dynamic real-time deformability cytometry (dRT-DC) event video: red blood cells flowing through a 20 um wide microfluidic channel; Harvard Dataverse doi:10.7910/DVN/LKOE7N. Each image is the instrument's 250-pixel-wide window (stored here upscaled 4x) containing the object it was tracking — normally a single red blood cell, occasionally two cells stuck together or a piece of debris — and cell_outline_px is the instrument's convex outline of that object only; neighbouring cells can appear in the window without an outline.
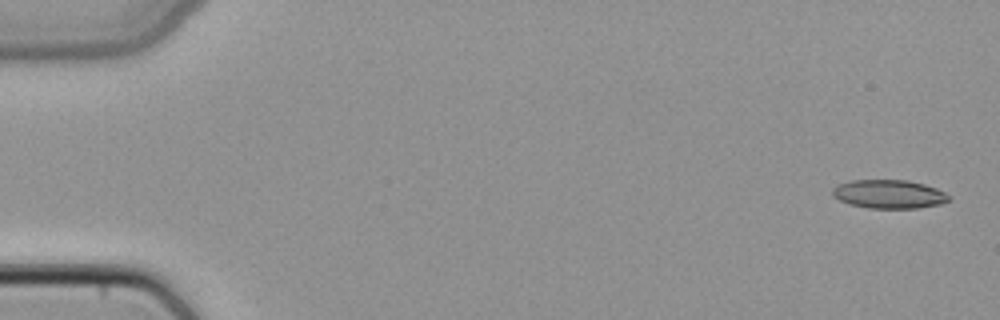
{"species": "common noctule bat (a hibernating species)", "species_latin": "Nyctalus noctula", "temperature_condition": "cold", "stored_images_in_passage": 12, "camera_frame_rate_fps": 3000, "um_per_image_px": 0.085, "animal": {"sex": "female", "body_mass_g": 22.7, "forearm_length_mm": 54.2}, "frame": {"image": 1, "passage_image": 2, "time_ms": 0.333, "image_size_px": [1000, 320], "cell_outline_px": [[948, 200], [940, 204], [916, 208], [868, 208], [848, 204], [832, 196], [832, 188], [836, 184], [852, 180], [908, 180], [924, 184], [936, 188], [944, 192], [948, 196]], "centroid_in_image_um": [75.5, 16.49], "position_along_channel_um": 9.5, "area_um2": 19.42}}